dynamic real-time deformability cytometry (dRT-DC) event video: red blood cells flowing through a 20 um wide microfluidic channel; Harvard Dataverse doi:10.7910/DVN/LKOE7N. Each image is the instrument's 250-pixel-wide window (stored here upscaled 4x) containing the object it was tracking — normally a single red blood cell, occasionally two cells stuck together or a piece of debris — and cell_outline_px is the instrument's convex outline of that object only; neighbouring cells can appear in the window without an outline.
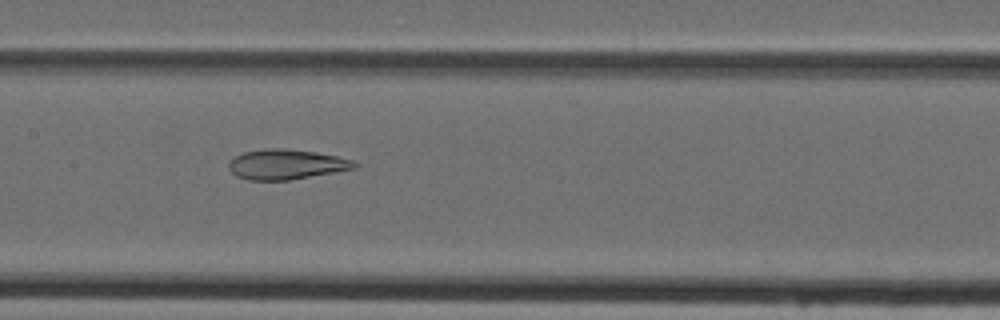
{"species": "Egyptian fruit bat (a non-hibernating species)", "species_latin": "Rousettus aegyptiacus", "temperature_condition": "cold", "stored_images_in_passage": 33, "camera_frame_rate_fps": 3000, "um_per_image_px": 0.085, "animal": {"sex": "female"}, "frame": {"image": 1, "passage_image": 10, "time_ms": 3.0, "image_size_px": [1000, 320], "cell_outline_px": [[360, 164], [356, 168], [288, 180], [248, 180], [236, 176], [228, 168], [228, 160], [244, 152], [264, 148], [284, 148], [316, 152], [336, 156], [352, 160]], "centroid_in_image_um": [24.3, 13.96], "position_along_channel_um": 183.1, "area_um2": 22.02}}
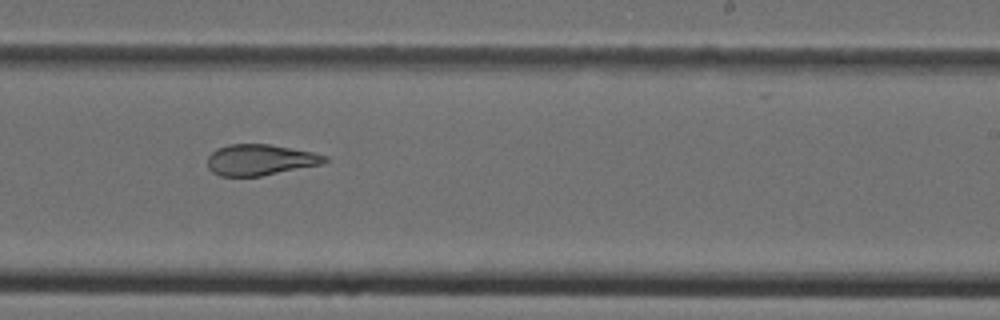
{"frame": {"image": 2, "passage_image": 16, "time_ms": 5.0, "image_size_px": [1000, 320], "cell_outline_px": [[328, 160], [324, 164], [260, 176], [220, 176], [212, 172], [208, 168], [208, 156], [216, 148], [228, 144], [268, 144], [312, 152], [328, 156]], "centroid_in_image_um": [22.11, 13.59], "position_along_channel_um": 266.9, "area_um2": 21.21}}
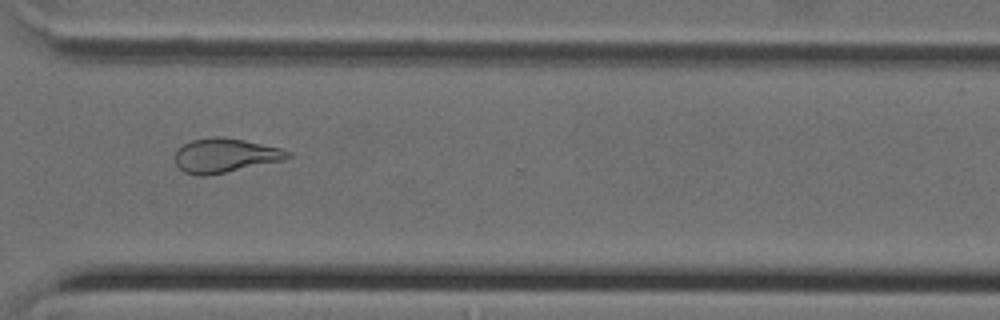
{"frame": {"image": 3, "passage_image": 22, "time_ms": 7.0, "image_size_px": [1000, 320], "cell_outline_px": [[292, 156], [284, 160], [204, 176], [200, 176], [184, 172], [176, 164], [176, 148], [192, 140], [212, 136], [220, 136], [244, 140], [280, 148], [292, 152]], "centroid_in_image_um": [19.13, 13.2], "position_along_channel_um": 351.5, "area_um2": 22.31}}